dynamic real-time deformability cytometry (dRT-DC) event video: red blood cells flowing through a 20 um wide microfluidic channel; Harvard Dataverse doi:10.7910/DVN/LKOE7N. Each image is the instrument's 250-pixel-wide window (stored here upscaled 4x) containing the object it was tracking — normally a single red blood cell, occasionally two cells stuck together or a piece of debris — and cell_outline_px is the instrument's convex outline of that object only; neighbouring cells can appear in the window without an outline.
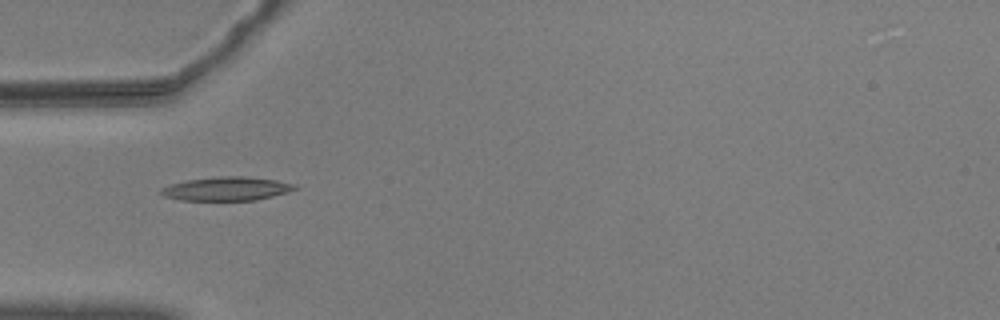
{"species": "common noctule bat (a hibernating species)", "species_latin": "Nyctalus noctula", "temperature_condition": "warm", "stored_images_in_passage": 17, "camera_frame_rate_fps": 3000, "um_per_image_px": 0.085, "animal": {"sex": "male", "body_mass_g": 20.5, "forearm_length_mm": 52.5}, "frame": {"image": 1, "passage_image": 1, "time_ms": 0.0, "image_size_px": [1000, 320], "cell_outline_px": [[296, 188], [288, 192], [256, 200], [180, 200], [164, 196], [160, 192], [160, 188], [172, 184], [188, 180], [220, 176], [244, 176], [276, 180], [296, 184]], "centroid_in_image_um": [19.27, 16.04], "position_along_channel_um": 65.7, "area_um2": 18.32}}
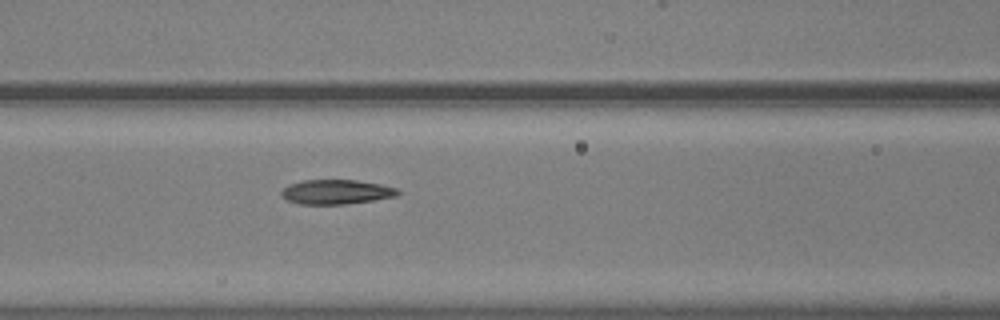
{"frame": {"image": 2, "passage_image": 7, "time_ms": 2.0, "image_size_px": [1000, 320], "cell_outline_px": [[400, 192], [396, 196], [372, 200], [344, 204], [300, 204], [288, 200], [280, 196], [280, 192], [288, 184], [300, 180], [356, 180], [380, 184], [396, 188]], "centroid_in_image_um": [28.53, 16.3], "position_along_channel_um": 138.1, "area_um2": 16.59}}
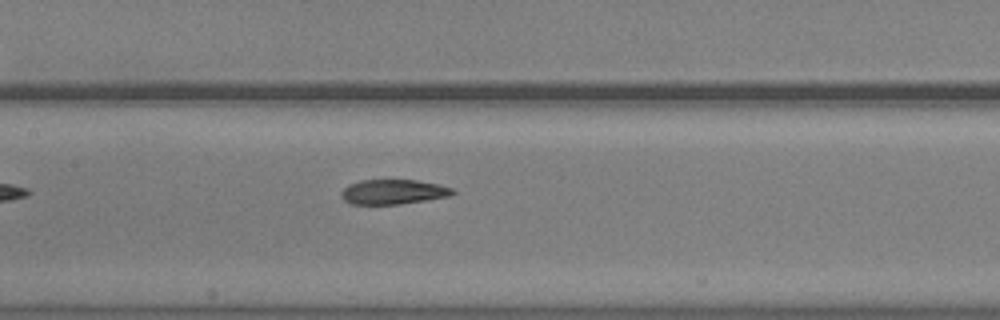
{"frame": {"image": 3, "passage_image": 10, "time_ms": 3.0, "image_size_px": [1000, 320], "cell_outline_px": [[456, 192], [452, 196], [428, 200], [400, 204], [348, 204], [340, 196], [340, 192], [348, 184], [360, 180], [416, 180], [436, 184], [452, 188]], "centroid_in_image_um": [33.4, 16.31], "position_along_channel_um": 174.0, "area_um2": 16.24}}